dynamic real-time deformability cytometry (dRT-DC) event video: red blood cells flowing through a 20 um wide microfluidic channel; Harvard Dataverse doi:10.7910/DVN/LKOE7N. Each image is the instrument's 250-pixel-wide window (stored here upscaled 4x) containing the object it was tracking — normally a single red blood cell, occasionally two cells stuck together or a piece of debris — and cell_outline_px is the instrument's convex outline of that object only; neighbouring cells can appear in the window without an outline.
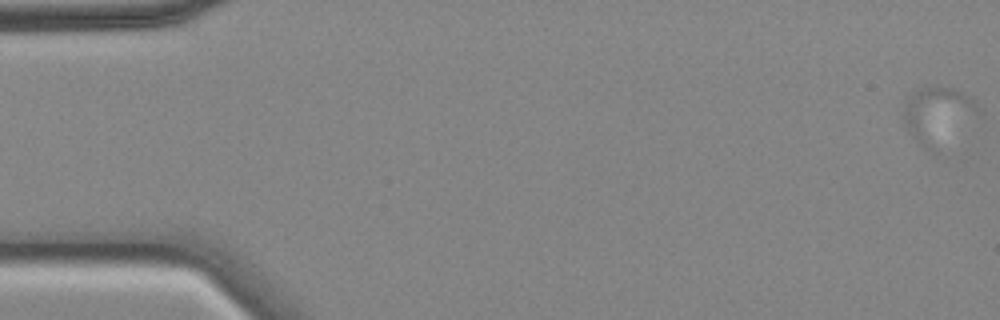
{"species": "common noctule bat (a hibernating species)", "species_latin": "Nyctalus noctula", "temperature_condition": "cold", "stored_images_in_passage": 11, "camera_frame_rate_fps": 3000, "um_per_image_px": 0.085, "animal": {"sex": "female", "body_mass_g": 18.4}, "frame": {"image": 1, "passage_image": 1, "time_ms": 0.0, "image_size_px": [1000, 320], "cell_outline_px": [[980, 112], [924, 144], [916, 140], [912, 136], [900, 120], [904, 100], [912, 92], [920, 88], [936, 84], [956, 88], [964, 92], [976, 100]], "centroid_in_image_um": [79.57, 9.45], "position_along_channel_um": 5.4, "area_um2": 22.2}}